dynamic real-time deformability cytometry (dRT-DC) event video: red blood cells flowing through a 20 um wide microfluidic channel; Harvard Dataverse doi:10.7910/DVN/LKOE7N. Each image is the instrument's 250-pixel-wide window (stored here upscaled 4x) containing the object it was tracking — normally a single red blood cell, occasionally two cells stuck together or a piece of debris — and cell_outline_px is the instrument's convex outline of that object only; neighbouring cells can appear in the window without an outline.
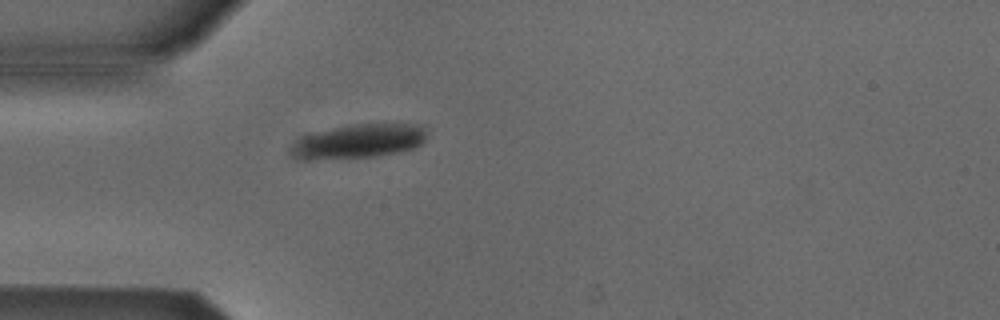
{"species": "Egyptian fruit bat (a non-hibernating species)", "species_latin": "Rousettus aegyptiacus", "temperature_condition": "cold", "stored_images_in_passage": 35, "camera_frame_rate_fps": 3000, "um_per_image_px": 0.085, "animal": {"sex": "male"}, "frame": {"image": 1, "passage_image": 1, "time_ms": 0.0, "image_size_px": [1000, 320], "cell_outline_px": [[424, 140], [420, 144], [412, 148], [400, 152], [376, 156], [308, 160], [304, 160], [296, 156], [292, 152], [292, 148], [296, 140], [304, 136], [332, 128], [352, 124], [424, 124]], "centroid_in_image_um": [30.51, 12.0], "position_along_channel_um": 54.5, "area_um2": 26.53}}
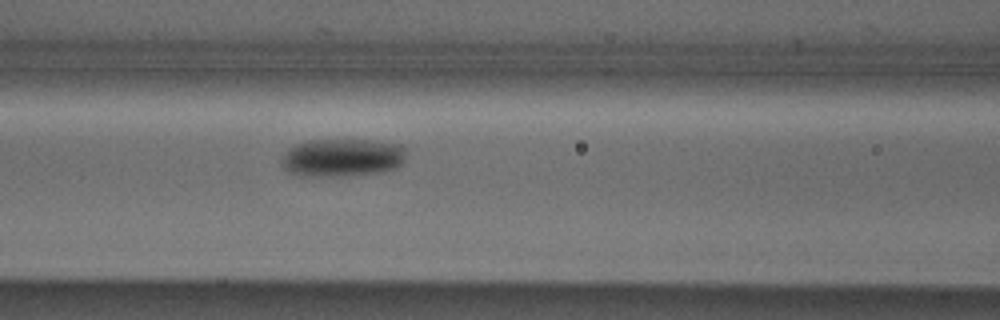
{"frame": {"image": 2, "passage_image": 8, "time_ms": 2.333, "image_size_px": [1000, 320], "cell_outline_px": [[404, 160], [396, 168], [380, 172], [332, 176], [304, 176], [288, 172], [284, 168], [280, 160], [284, 152], [288, 148], [296, 144], [308, 140], [368, 140], [400, 144], [404, 148]], "centroid_in_image_um": [29.04, 13.39], "position_along_channel_um": 137.6, "area_um2": 27.51}}
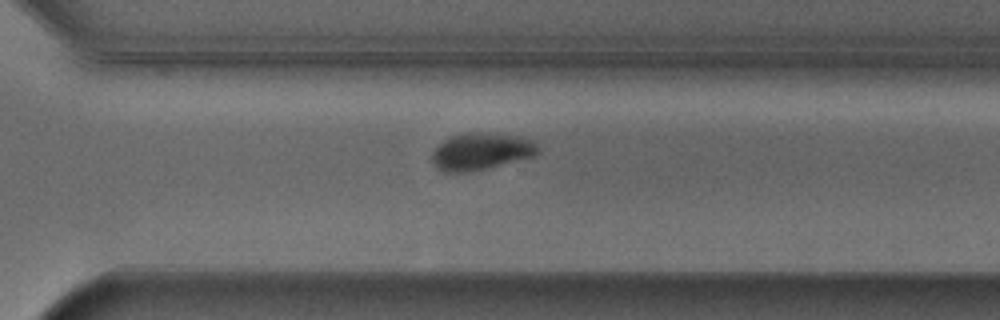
{"frame": {"image": 3, "passage_image": 23, "time_ms": 7.333, "image_size_px": [1000, 320], "cell_outline_px": [[540, 152], [532, 156], [488, 168], [468, 172], [444, 172], [436, 168], [432, 164], [432, 152], [444, 140], [452, 136], [468, 132], [488, 132], [520, 136], [536, 140]], "centroid_in_image_um": [40.91, 12.86], "position_along_channel_um": 329.7, "area_um2": 23.06}, "authors_computed_cell_mechanics": {"area_um2": 25.6054, "velocity_mm_per_s": 3.8473, "shape_relaxation_time_tau1_ms": 2.3239, "shape_relaxation_time_tau2_ms": null, "deformation_change_tau1": 0.1092, "deformation_change_tau2": null}}